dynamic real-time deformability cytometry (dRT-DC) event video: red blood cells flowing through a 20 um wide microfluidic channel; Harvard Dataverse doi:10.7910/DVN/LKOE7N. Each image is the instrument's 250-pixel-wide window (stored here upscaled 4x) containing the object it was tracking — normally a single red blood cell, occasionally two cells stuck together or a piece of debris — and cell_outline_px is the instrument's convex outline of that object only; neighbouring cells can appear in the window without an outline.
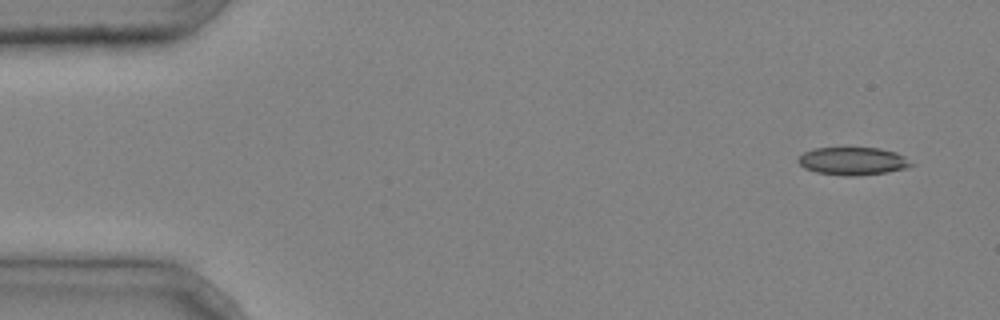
{"species": "common noctule bat (a hibernating species)", "species_latin": "Nyctalus noctula", "temperature_condition": "cold", "stored_images_in_passage": 5, "segment_of_instrument_passage": [1, 2], "camera_frame_rate_fps": 3000, "um_per_image_px": 0.085, "animal": {"sex": "male", "body_mass_g": 20.4}, "frame": {"image": 1, "passage_image": 1, "time_ms": 0.0, "image_size_px": [1000, 320], "cell_outline_px": [[916, 164], [908, 168], [888, 172], [860, 176], [844, 176], [816, 172], [804, 168], [796, 160], [804, 152], [812, 148], [880, 148], [896, 152], [904, 156]], "centroid_in_image_um": [72.52, 13.7], "position_along_channel_um": 12.5, "area_um2": 18.61}}
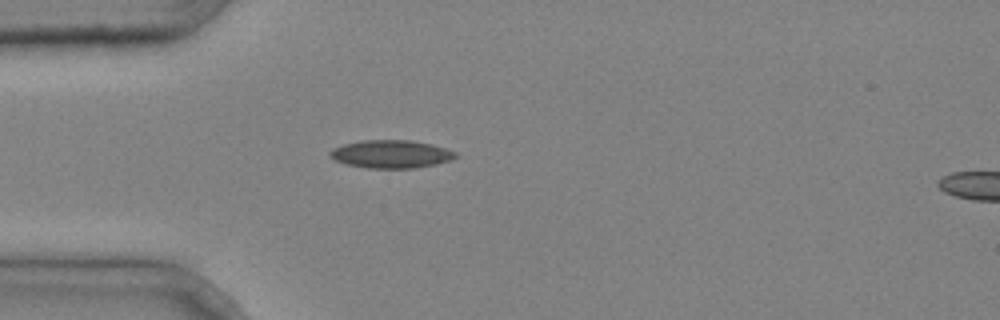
{"frame": {"image": 2, "passage_image": 4, "time_ms": 1.0, "image_size_px": [1000, 320], "cell_outline_px": [[460, 156], [436, 164], [412, 168], [368, 168], [348, 164], [336, 160], [328, 152], [332, 148], [344, 144], [360, 140], [412, 140], [432, 144], [456, 152]], "centroid_in_image_um": [33.26, 13.08], "position_along_channel_um": 51.7, "area_um2": 20.35}}